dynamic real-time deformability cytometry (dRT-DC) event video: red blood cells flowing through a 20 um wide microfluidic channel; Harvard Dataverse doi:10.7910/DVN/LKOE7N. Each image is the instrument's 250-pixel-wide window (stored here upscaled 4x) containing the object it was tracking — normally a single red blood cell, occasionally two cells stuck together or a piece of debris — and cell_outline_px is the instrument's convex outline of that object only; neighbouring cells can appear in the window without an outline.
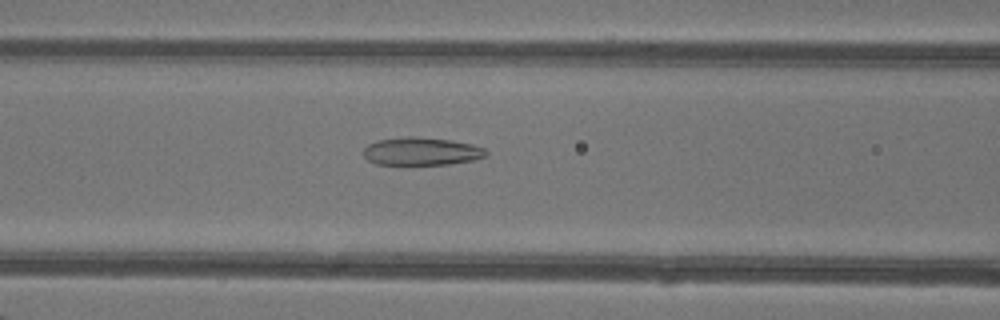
{"species": "common noctule bat (a hibernating species)", "species_latin": "Nyctalus noctula", "temperature_condition": "warm", "stored_images_in_passage": 48, "camera_frame_rate_fps": 3000, "um_per_image_px": 0.085, "animal": {"sex": "female"}, "frame": {"image": 1, "passage_image": 21, "time_ms": 6.667, "image_size_px": [1000, 320], "cell_outline_px": [[488, 152], [484, 156], [472, 160], [448, 164], [376, 164], [368, 160], [364, 156], [364, 148], [368, 144], [376, 140], [404, 136], [416, 136], [452, 140], [472, 144], [484, 148]], "centroid_in_image_um": [35.79, 12.84], "position_along_channel_um": 130.8, "area_um2": 19.94}}
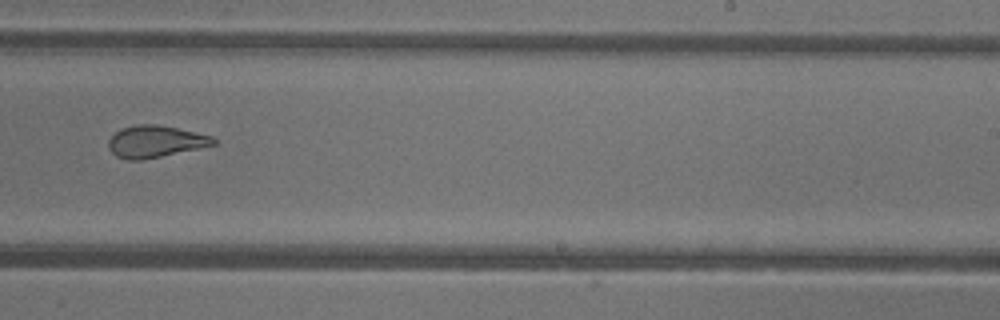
{"frame": {"image": 2, "passage_image": 31, "time_ms": 10.0, "image_size_px": [1000, 320], "cell_outline_px": [[216, 144], [160, 156], [140, 160], [128, 160], [116, 156], [108, 148], [108, 140], [120, 128], [136, 124], [156, 124], [176, 128], [212, 136], [216, 140]], "centroid_in_image_um": [13.15, 12.02], "position_along_channel_um": 275.8, "area_um2": 19.25}}
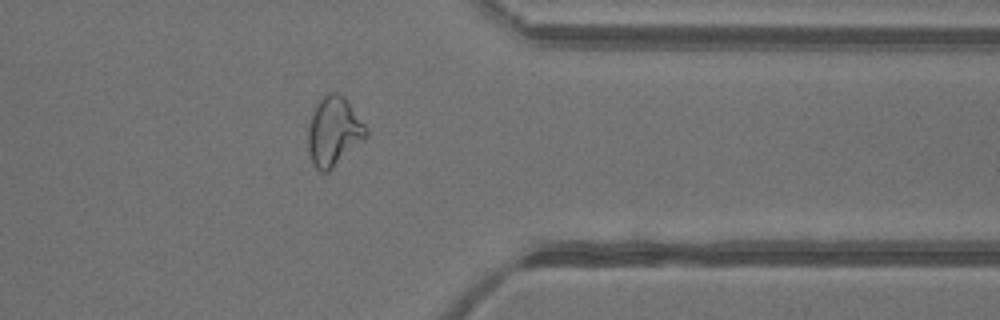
{"frame": {"image": 3, "passage_image": 39, "time_ms": 12.667, "image_size_px": [1000, 320], "cell_outline_px": [[368, 136], [364, 140], [328, 172], [320, 172], [312, 164], [308, 148], [308, 128], [312, 112], [316, 104], [328, 92], [336, 92], [344, 96], [368, 128]], "centroid_in_image_um": [28.38, 11.17], "position_along_channel_um": 383.0, "area_um2": 23.47}, "authors_computed_cell_mechanics": {"area_um2": 23.987, "velocity_mm_per_s": 4.3597, "shape_relaxation_time_tau1_ms": null, "shape_relaxation_time_tau2_ms": 1.4176, "deformation_change_tau1": null, "deformation_change_tau2": 0.0808}}